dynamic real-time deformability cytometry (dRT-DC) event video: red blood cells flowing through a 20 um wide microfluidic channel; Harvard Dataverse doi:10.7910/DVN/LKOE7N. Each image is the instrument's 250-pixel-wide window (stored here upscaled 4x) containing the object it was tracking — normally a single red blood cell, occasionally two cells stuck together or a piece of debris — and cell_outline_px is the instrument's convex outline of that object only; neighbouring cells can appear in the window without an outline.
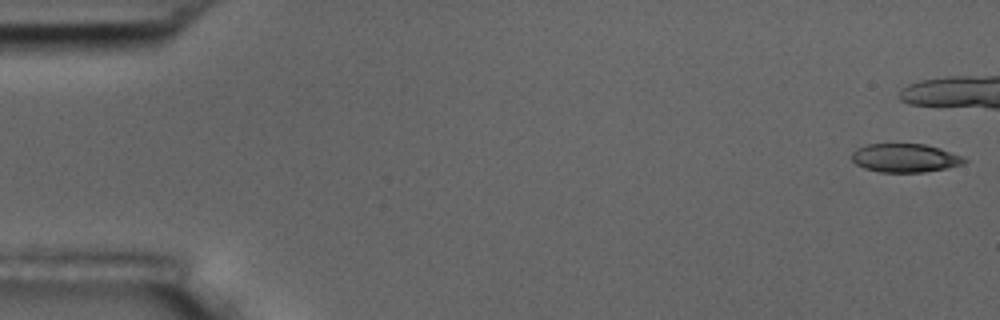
{"species": "common noctule bat (a hibernating species)", "species_latin": "Nyctalus noctula", "temperature_condition": "room temperature", "stored_images_in_passage": 13, "camera_frame_rate_fps": 3000, "um_per_image_px": 0.085, "animal": {"sex": "male", "body_mass_g": 17.5, "forearm_length_mm": 52.3}, "frame": {"image": 1, "passage_image": 1, "time_ms": 0.0, "image_size_px": [1000, 320], "cell_outline_px": [[968, 160], [964, 164], [948, 168], [924, 172], [880, 172], [864, 168], [856, 164], [852, 160], [852, 152], [856, 148], [868, 144], [924, 144], [940, 148], [960, 156]], "centroid_in_image_um": [76.92, 13.43], "position_along_channel_um": 8.1, "area_um2": 18.73}}